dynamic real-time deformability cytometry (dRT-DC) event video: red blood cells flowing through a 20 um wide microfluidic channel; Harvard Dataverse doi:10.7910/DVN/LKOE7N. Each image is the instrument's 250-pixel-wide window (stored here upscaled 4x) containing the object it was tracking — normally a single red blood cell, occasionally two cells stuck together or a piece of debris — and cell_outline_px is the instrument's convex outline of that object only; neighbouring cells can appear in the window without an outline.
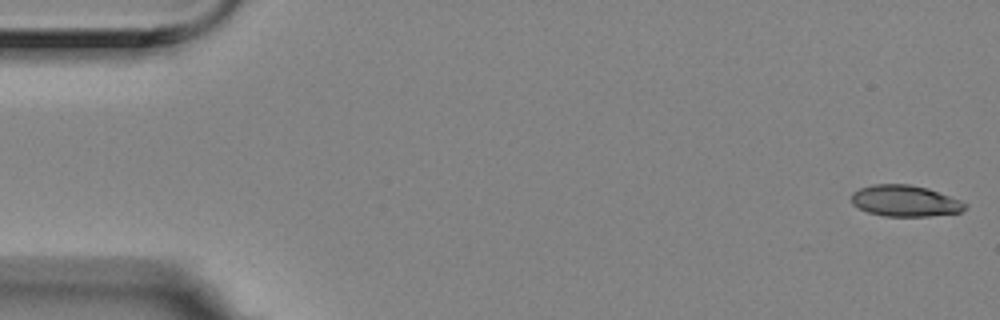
{"species": "Egyptian fruit bat (a non-hibernating species)", "species_latin": "Rousettus aegyptiacus", "temperature_condition": "room temperature", "stored_images_in_passage": 4, "camera_frame_rate_fps": 3000, "um_per_image_px": 0.085, "animal": {"sex": "female"}, "frame": {"image": 1, "passage_image": 1, "time_ms": 0.0, "image_size_px": [1000, 320], "cell_outline_px": [[968, 208], [960, 212], [928, 216], [884, 216], [868, 212], [852, 204], [852, 192], [860, 188], [872, 184], [908, 184], [928, 188], [960, 200], [968, 204]], "centroid_in_image_um": [76.94, 17.07], "position_along_channel_um": 8.1, "area_um2": 20.69}}